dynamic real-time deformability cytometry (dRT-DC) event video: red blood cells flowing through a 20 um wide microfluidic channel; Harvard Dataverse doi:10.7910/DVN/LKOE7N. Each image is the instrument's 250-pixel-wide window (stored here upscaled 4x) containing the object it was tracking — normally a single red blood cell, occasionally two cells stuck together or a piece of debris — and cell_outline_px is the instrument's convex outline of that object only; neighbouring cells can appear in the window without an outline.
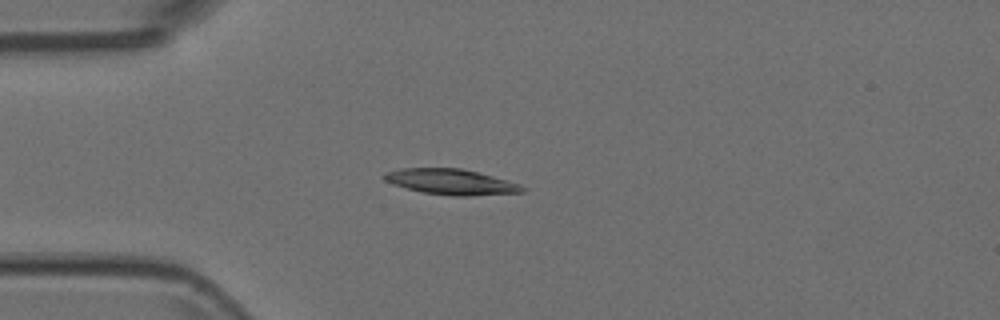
{"species": "Egyptian fruit bat (a non-hibernating species)", "species_latin": "Rousettus aegyptiacus", "temperature_condition": "room temperature", "stored_images_in_passage": 5, "camera_frame_rate_fps": 3000, "um_per_image_px": 0.085, "animal": {"sex": "female"}, "frame": {"image": 1, "passage_image": 4, "time_ms": 1.0, "image_size_px": [1000, 320], "cell_outline_px": [[524, 192], [472, 196], [452, 196], [424, 192], [392, 184], [384, 180], [384, 172], [400, 168], [460, 168], [492, 176], [520, 184], [524, 188]], "centroid_in_image_um": [38.33, 15.46], "position_along_channel_um": 46.7, "area_um2": 20.4}}